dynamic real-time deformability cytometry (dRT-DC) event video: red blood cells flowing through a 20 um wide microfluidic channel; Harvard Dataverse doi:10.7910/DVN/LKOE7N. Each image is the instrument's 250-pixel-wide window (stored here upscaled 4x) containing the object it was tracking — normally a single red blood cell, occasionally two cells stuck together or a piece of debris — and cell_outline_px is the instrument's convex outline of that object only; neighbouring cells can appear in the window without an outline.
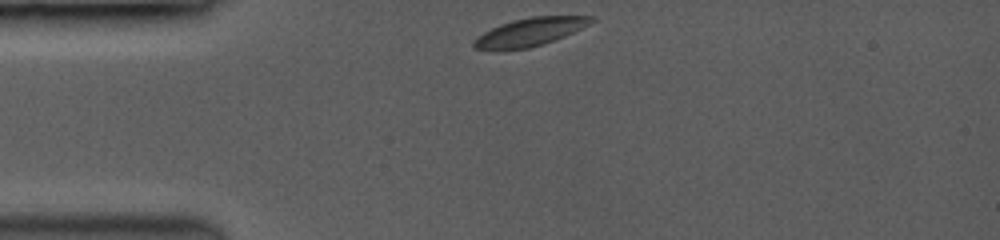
{"species": "common noctule bat (a hibernating species)", "species_latin": "Nyctalus noctula", "temperature_condition": "room temperature", "stored_images_in_passage": 27, "camera_frame_rate_fps": 3500, "um_per_image_px": 0.085, "animal": {"sex": "female", "body_mass_g": 19.0, "forearm_length_mm": 53.3}, "frame": {"image": 1, "passage_image": 1, "time_ms": 0.0, "image_size_px": [1000, 240], "cell_outline_px": [[596, 20], [564, 36], [528, 48], [476, 48], [472, 44], [476, 36], [500, 24], [512, 20], [532, 16], [596, 16]], "centroid_in_image_um": [45.07, 2.67], "position_along_channel_um": 39.9, "area_um2": 18.5}}
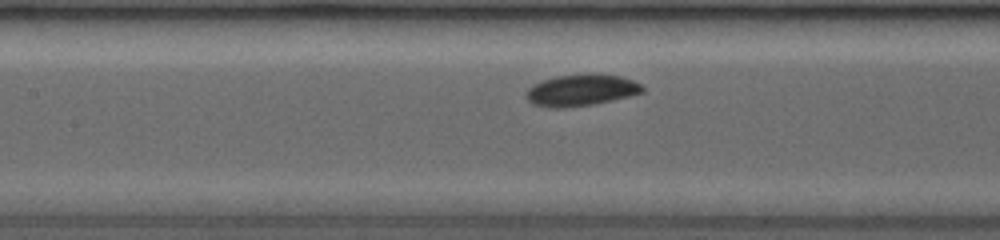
{"frame": {"image": 2, "passage_image": 14, "time_ms": 3.714, "image_size_px": [1000, 240], "cell_outline_px": [[644, 92], [628, 96], [588, 104], [532, 104], [528, 100], [528, 88], [532, 84], [556, 76], [620, 76], [632, 80], [640, 84], [644, 88]], "centroid_in_image_um": [49.45, 7.63], "position_along_channel_um": 157.9, "area_um2": 19.31}}
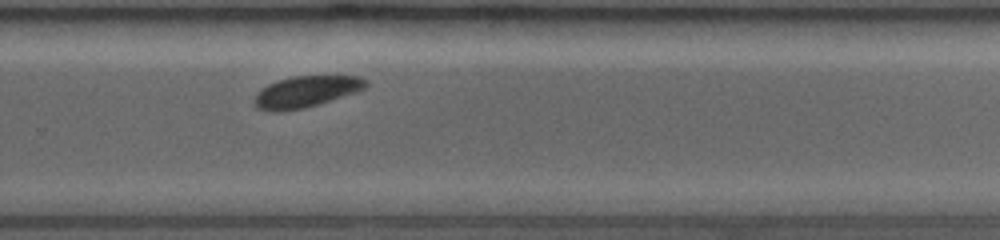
{"frame": {"image": 3, "passage_image": 27, "time_ms": 7.429, "image_size_px": [1000, 240], "cell_outline_px": [[368, 84], [364, 88], [356, 92], [304, 108], [280, 112], [256, 108], [256, 92], [268, 84], [292, 76], [356, 76], [364, 80]], "centroid_in_image_um": [25.99, 7.79], "position_along_channel_um": 303.8, "area_um2": 19.88}}